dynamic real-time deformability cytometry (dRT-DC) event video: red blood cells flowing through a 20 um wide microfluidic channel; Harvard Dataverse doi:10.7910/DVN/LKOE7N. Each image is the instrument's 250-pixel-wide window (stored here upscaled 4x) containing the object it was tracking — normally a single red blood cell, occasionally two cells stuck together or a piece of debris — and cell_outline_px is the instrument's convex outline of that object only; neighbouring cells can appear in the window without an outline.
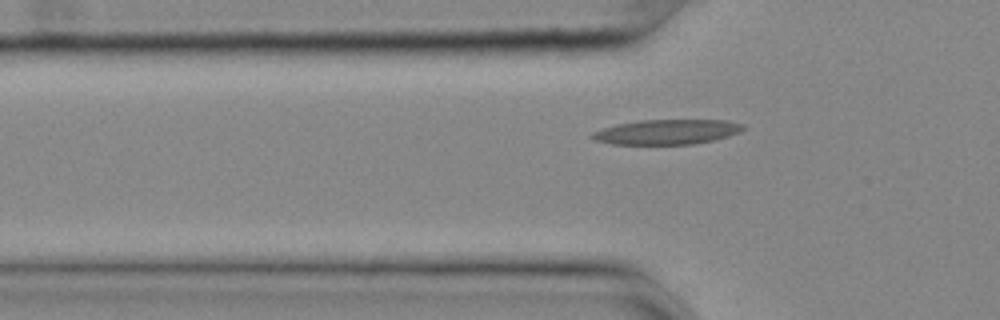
{"species": "common noctule bat (a hibernating species)", "species_latin": "Nyctalus noctula", "temperature_condition": "cold", "stored_images_in_passage": 48, "camera_frame_rate_fps": 3000, "um_per_image_px": 0.085, "animal": {"sex": "female", "body_mass_g": 25.1}, "frame": {"image": 1, "passage_image": 17, "time_ms": 5.333, "image_size_px": [1000, 320], "cell_outline_px": [[744, 128], [740, 132], [728, 136], [712, 140], [692, 144], [612, 144], [596, 140], [588, 136], [592, 132], [616, 124], [640, 120], [724, 120], [744, 124]], "centroid_in_image_um": [56.67, 11.21], "position_along_channel_um": 69.1, "area_um2": 21.79}}
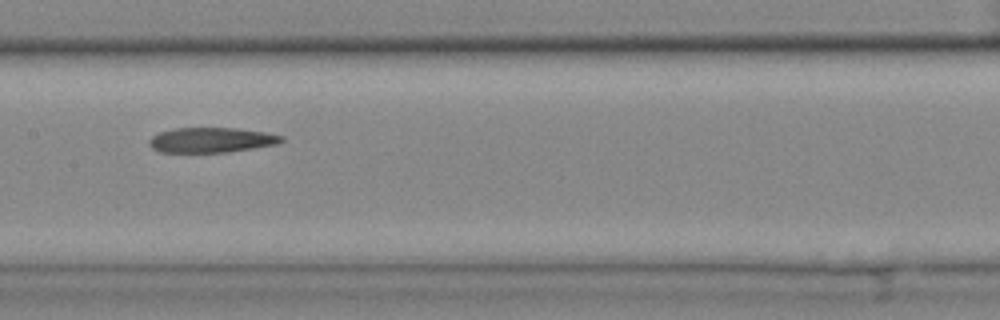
{"frame": {"image": 2, "passage_image": 27, "time_ms": 8.667, "image_size_px": [1000, 320], "cell_outline_px": [[284, 140], [276, 144], [228, 152], [160, 152], [152, 148], [148, 144], [148, 140], [152, 136], [160, 132], [176, 128], [236, 128], [264, 132], [284, 136]], "centroid_in_image_um": [17.94, 11.9], "position_along_channel_um": 189.5, "area_um2": 19.19}}
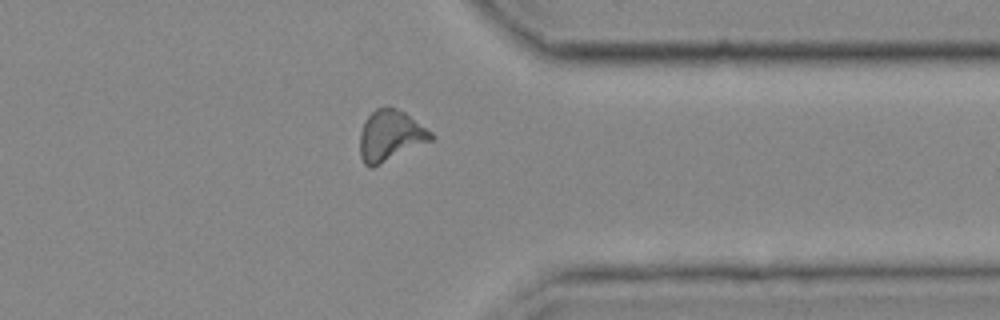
{"frame": {"image": 3, "passage_image": 43, "time_ms": 14.0, "image_size_px": [1000, 320], "cell_outline_px": [[436, 136], [432, 140], [372, 168], [368, 168], [364, 164], [360, 156], [360, 132], [368, 116], [376, 108], [396, 108], [404, 112], [432, 132]], "centroid_in_image_um": [33.17, 11.56], "position_along_channel_um": 378.2, "area_um2": 20.87}}